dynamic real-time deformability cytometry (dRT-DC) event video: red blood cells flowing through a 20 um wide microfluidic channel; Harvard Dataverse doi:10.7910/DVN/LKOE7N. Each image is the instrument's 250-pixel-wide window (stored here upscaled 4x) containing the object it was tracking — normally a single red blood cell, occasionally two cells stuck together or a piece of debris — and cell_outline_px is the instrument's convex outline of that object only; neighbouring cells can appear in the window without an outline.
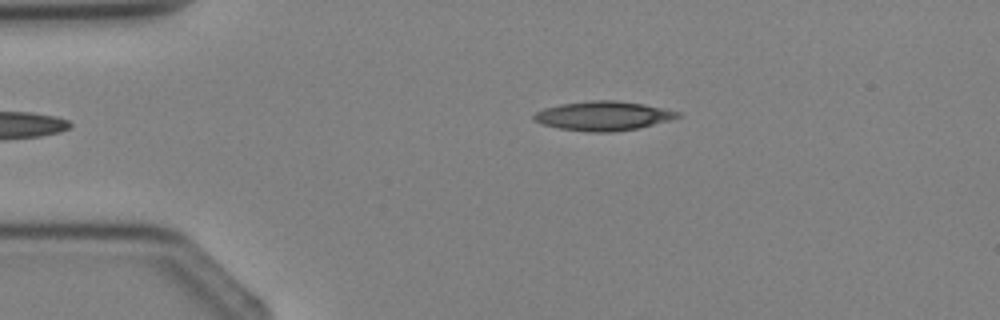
{"species": "Egyptian fruit bat (a non-hibernating species)", "species_latin": "Rousettus aegyptiacus", "temperature_condition": "cold", "stored_images_in_passage": 4, "camera_frame_rate_fps": 3000, "um_per_image_px": 0.085, "animal": {"sex": "female"}, "frame": {"image": 1, "passage_image": 4, "time_ms": 3.333, "image_size_px": [1000, 320], "cell_outline_px": [[680, 116], [668, 120], [640, 128], [612, 132], [588, 132], [560, 128], [544, 124], [532, 120], [532, 116], [536, 112], [544, 108], [560, 104], [588, 100], [616, 100], [644, 104], [664, 108], [680, 112]], "centroid_in_image_um": [51.26, 9.84], "position_along_channel_um": 33.7, "area_um2": 24.51}}